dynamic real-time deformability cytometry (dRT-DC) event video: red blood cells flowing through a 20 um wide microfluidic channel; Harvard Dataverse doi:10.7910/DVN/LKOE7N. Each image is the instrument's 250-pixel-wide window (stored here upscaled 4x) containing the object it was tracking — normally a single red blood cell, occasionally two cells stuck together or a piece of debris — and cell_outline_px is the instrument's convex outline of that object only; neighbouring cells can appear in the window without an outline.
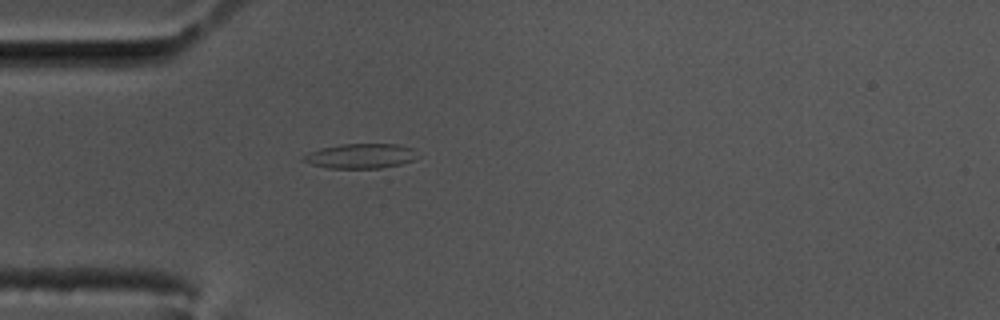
{"species": "common noctule bat (a hibernating species)", "species_latin": "Nyctalus noctula", "temperature_condition": "cold", "stored_images_in_passage": 43, "camera_frame_rate_fps": 3000, "um_per_image_px": 0.085, "animal": {"sex": "male", "body_mass_g": 17.5, "forearm_length_mm": 52.3}, "frame": {"image": 1, "passage_image": 1, "time_ms": 0.0, "image_size_px": [1000, 320], "cell_outline_px": [[412, 160], [400, 164], [380, 168], [328, 168], [312, 164], [300, 160], [308, 152], [320, 148], [340, 144], [396, 144], [412, 148]], "centroid_in_image_um": [30.54, 13.26], "position_along_channel_um": 54.5, "area_um2": 16.13}}
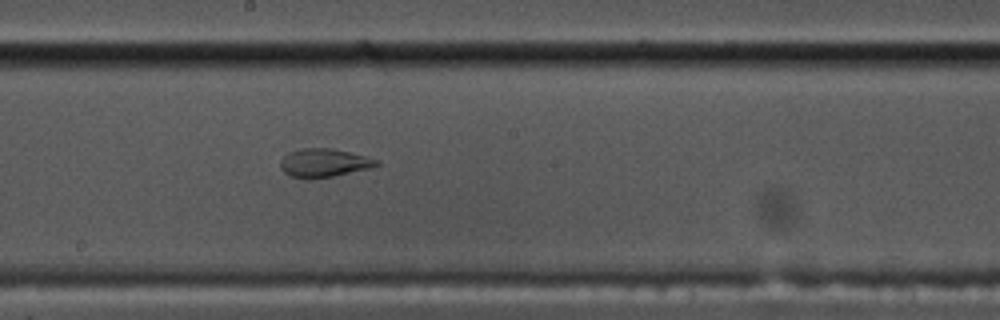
{"frame": {"image": 2, "passage_image": 16, "time_ms": 5.0, "image_size_px": [1000, 320], "cell_outline_px": [[380, 164], [368, 168], [332, 176], [292, 176], [284, 172], [280, 168], [280, 160], [288, 152], [300, 148], [332, 148], [380, 160]], "centroid_in_image_um": [27.52, 13.8], "position_along_channel_um": 220.7, "area_um2": 15.32}}
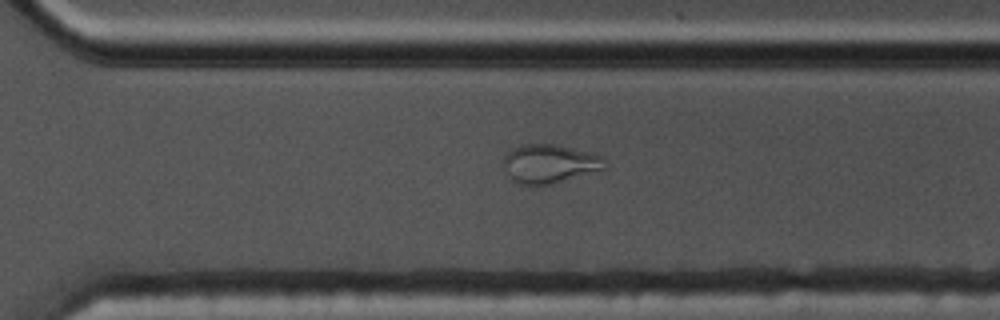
{"frame": {"image": 3, "passage_image": 25, "time_ms": 8.0, "image_size_px": [1000, 320], "cell_outline_px": [[604, 168], [536, 188], [532, 188], [516, 184], [512, 180], [504, 164], [504, 156], [512, 148], [524, 144], [556, 144], [604, 156]], "centroid_in_image_um": [46.65, 13.94], "position_along_channel_um": 324.0, "area_um2": 22.83}, "authors_computed_cell_mechanics": {"area_um2": 18.207, "velocity_mm_per_s": 3.445, "shape_relaxation_time_tau1_ms": null, "shape_relaxation_time_tau2_ms": 1.611, "deformation_change_tau1": null, "deformation_change_tau2": 0.0741}}